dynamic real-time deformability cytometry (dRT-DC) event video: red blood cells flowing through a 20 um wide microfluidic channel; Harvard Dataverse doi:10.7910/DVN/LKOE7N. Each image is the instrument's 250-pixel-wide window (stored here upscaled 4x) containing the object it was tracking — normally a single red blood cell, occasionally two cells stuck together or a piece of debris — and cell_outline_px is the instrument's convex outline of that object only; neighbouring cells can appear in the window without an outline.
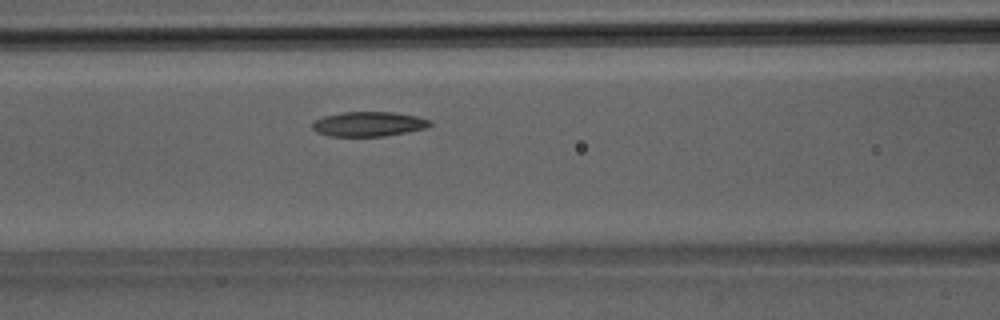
{"species": "Egyptian fruit bat (a non-hibernating species)", "species_latin": "Rousettus aegyptiacus", "temperature_condition": "room temperature", "stored_images_in_passage": 30, "camera_frame_rate_fps": 3000, "um_per_image_px": 0.085, "animal": {"sex": "male"}, "frame": {"image": 1, "passage_image": 7, "time_ms": 2.0, "image_size_px": [1000, 320], "cell_outline_px": [[432, 124], [428, 128], [384, 136], [328, 136], [316, 132], [312, 128], [312, 124], [316, 120], [324, 116], [344, 112], [392, 112], [416, 116], [432, 120]], "centroid_in_image_um": [31.36, 10.54], "position_along_channel_um": 135.2, "area_um2": 16.94}}
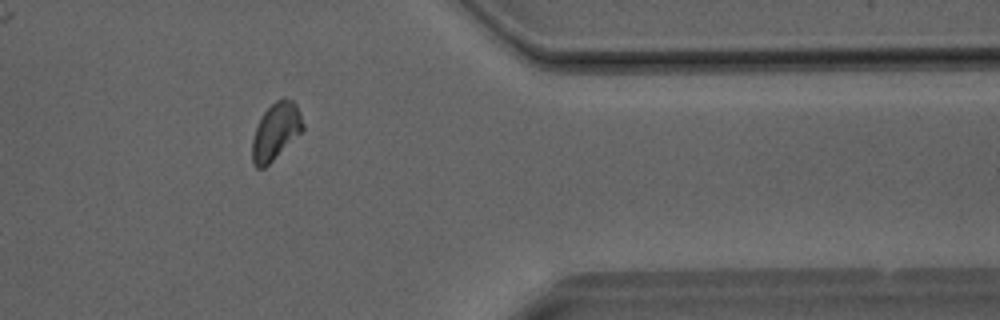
{"frame": {"image": 2, "passage_image": 23, "time_ms": 7.333, "image_size_px": [1000, 320], "cell_outline_px": [[304, 132], [264, 168], [256, 168], [252, 164], [252, 140], [256, 128], [264, 112], [276, 100], [284, 96], [292, 100], [296, 104], [300, 112], [304, 124]], "centroid_in_image_um": [23.48, 11.17], "position_along_channel_um": 387.9, "area_um2": 17.05}}
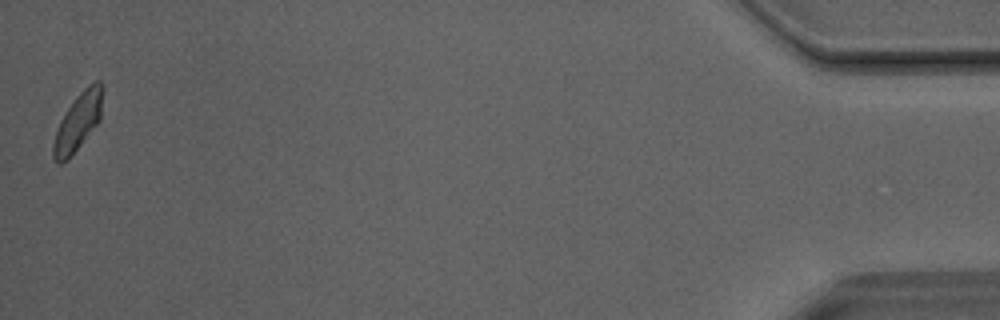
{"frame": {"image": 3, "passage_image": 30, "time_ms": 9.667, "image_size_px": [1000, 320], "cell_outline_px": [[104, 88], [100, 120], [80, 144], [60, 164], [52, 156], [52, 144], [60, 120], [76, 96], [88, 84], [96, 80], [100, 80]], "centroid_in_image_um": [6.66, 10.26], "position_along_channel_um": 428.5, "area_um2": 16.18}}